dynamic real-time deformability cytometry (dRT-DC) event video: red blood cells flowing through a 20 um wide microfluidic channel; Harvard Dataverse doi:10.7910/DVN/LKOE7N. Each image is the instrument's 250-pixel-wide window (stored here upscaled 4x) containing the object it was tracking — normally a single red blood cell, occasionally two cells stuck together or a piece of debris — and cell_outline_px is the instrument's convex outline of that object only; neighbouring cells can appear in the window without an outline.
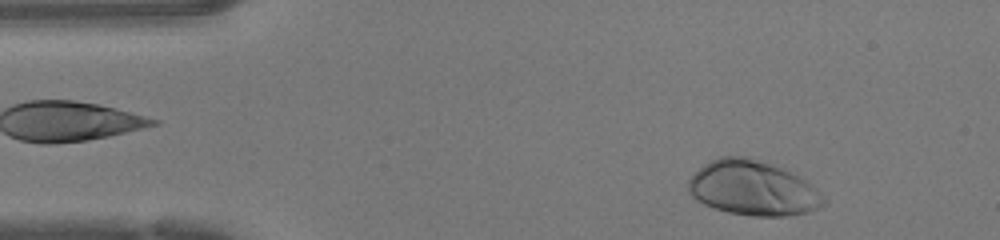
{"species": "human", "species_latin": "Homo sapiens", "temperature_condition": "warm", "stored_images_in_passage": 35, "camera_frame_rate_fps": 3000, "um_per_image_px": 0.085, "donor": {"sex": "female"}, "frame": {"image": 1, "passage_image": 2, "time_ms": 0.333, "image_size_px": [1000, 240], "cell_outline_px": [[828, 204], [808, 212], [788, 216], [752, 216], [728, 212], [704, 204], [696, 200], [688, 192], [688, 180], [704, 164], [720, 156], [748, 156], [780, 164], [812, 184], [828, 200]], "centroid_in_image_um": [64.06, 15.97], "position_along_channel_um": 20.9, "area_um2": 43.99}}
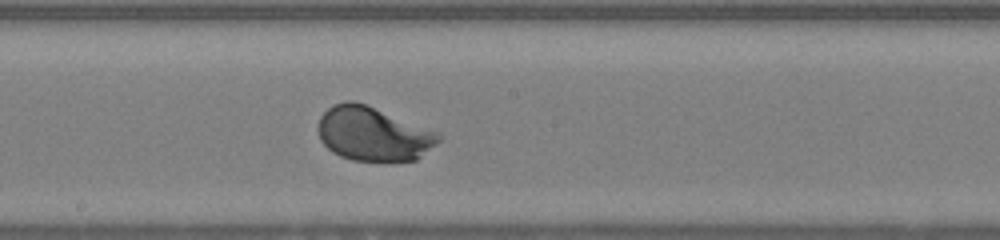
{"frame": {"image": 2, "passage_image": 21, "time_ms": 6.667, "image_size_px": [1000, 240], "cell_outline_px": [[444, 136], [436, 144], [416, 160], [388, 164], [384, 164], [352, 160], [340, 156], [332, 152], [320, 140], [316, 128], [320, 116], [332, 104], [344, 100], [352, 100], [364, 104], [440, 132]], "centroid_in_image_um": [31.72, 11.42], "position_along_channel_um": 216.5, "area_um2": 38.96}}
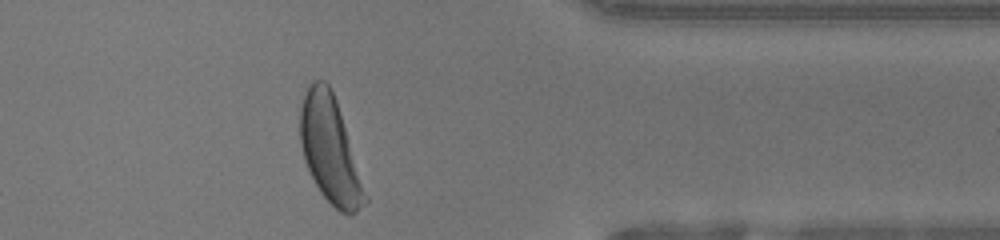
{"frame": {"image": 3, "passage_image": 34, "time_ms": 11.0, "image_size_px": [1000, 240], "cell_outline_px": [[368, 200], [356, 212], [348, 216], [340, 212], [320, 192], [304, 160], [300, 144], [300, 108], [308, 84], [312, 80], [324, 80], [328, 84], [336, 100], [368, 196]], "centroid_in_image_um": [28.05, 12.74], "position_along_channel_um": 383.4, "area_um2": 39.77}, "authors_computed_cell_mechanics": {"area_um2": 38.437, "velocity_mm_per_s": 4.2493, "shape_relaxation_time_tau1_ms": 1.9389, "shape_relaxation_time_tau2_ms": null, "deformation_change_tau1": 0.159, "deformation_change_tau2": null}}